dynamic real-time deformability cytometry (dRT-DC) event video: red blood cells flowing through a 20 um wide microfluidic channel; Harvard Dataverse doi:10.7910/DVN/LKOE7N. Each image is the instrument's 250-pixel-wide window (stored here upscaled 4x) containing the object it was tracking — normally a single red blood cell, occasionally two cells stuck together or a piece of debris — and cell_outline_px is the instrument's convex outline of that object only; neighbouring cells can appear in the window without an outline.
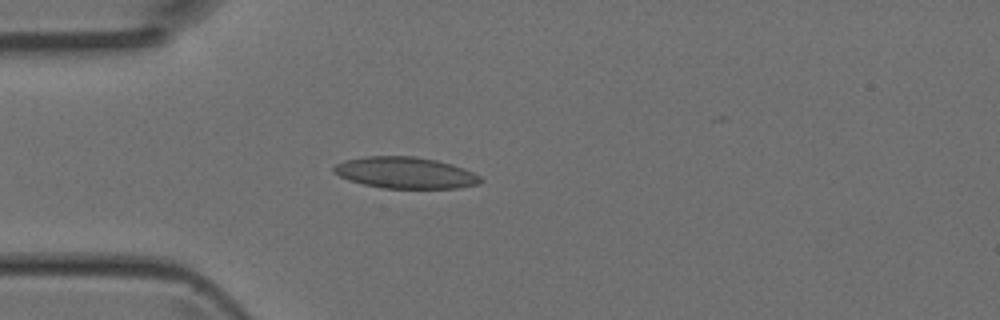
{"species": "Egyptian fruit bat (a non-hibernating species)", "species_latin": "Rousettus aegyptiacus", "temperature_condition": "room temperature", "stored_images_in_passage": 3, "camera_frame_rate_fps": 3000, "um_per_image_px": 0.085, "animal": {"sex": "female"}, "frame": {"image": 1, "passage_image": 3, "time_ms": 0.667, "image_size_px": [1000, 320], "cell_outline_px": [[484, 180], [480, 184], [456, 188], [380, 188], [348, 180], [340, 176], [332, 168], [336, 164], [344, 160], [368, 156], [416, 156], [436, 160], [452, 164], [464, 168], [480, 176]], "centroid_in_image_um": [34.48, 14.68], "position_along_channel_um": 50.5, "area_um2": 26.88}}